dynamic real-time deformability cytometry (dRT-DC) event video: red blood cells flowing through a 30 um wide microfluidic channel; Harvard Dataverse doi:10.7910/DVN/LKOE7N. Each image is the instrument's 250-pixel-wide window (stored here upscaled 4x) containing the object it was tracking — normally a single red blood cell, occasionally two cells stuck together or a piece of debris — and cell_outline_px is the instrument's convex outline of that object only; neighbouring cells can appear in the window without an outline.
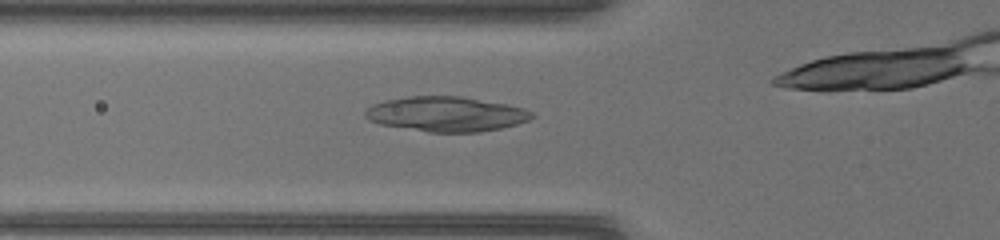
{"species": "common noctule bat (a hibernating species)", "species_latin": "Nyctalus noctula", "temperature_condition": "warm", "stored_images_in_passage": 38, "camera_frame_rate_fps": 3000, "um_per_image_px": 0.085, "animal": {"sex": "female", "body_mass_g": 17.0, "forearm_length_mm": 48.0}, "frame": {"image": 1, "passage_image": 18, "time_ms": 5.667, "image_size_px": [1000, 240], "cell_outline_px": [[536, 116], [528, 120], [516, 124], [500, 128], [480, 132], [428, 132], [380, 124], [368, 120], [364, 116], [364, 112], [372, 104], [384, 100], [408, 96], [460, 96], [508, 104], [524, 108], [532, 112]], "centroid_in_image_um": [37.91, 9.69], "position_along_channel_um": 87.9, "area_um2": 33.99}}
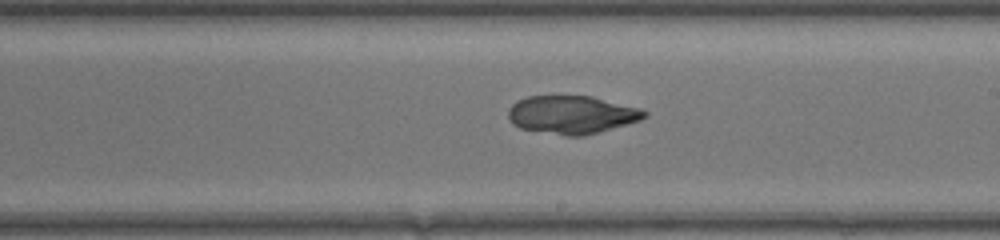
{"frame": {"image": 2, "passage_image": 28, "time_ms": 9.0, "image_size_px": [1000, 240], "cell_outline_px": [[648, 116], [640, 120], [628, 124], [584, 136], [564, 136], [520, 128], [512, 124], [508, 116], [508, 112], [512, 104], [528, 96], [592, 96], [640, 108], [648, 112]], "centroid_in_image_um": [48.63, 9.76], "position_along_channel_um": 240.4, "area_um2": 30.29}}
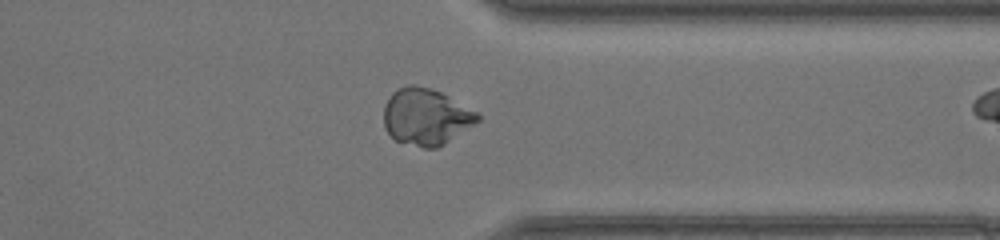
{"frame": {"image": 3, "passage_image": 37, "time_ms": 12.0, "image_size_px": [1000, 240], "cell_outline_px": [[480, 120], [476, 124], [444, 144], [436, 148], [424, 148], [396, 140], [384, 128], [384, 108], [392, 92], [408, 84], [416, 84], [440, 92], [476, 112], [480, 116]], "centroid_in_image_um": [36.21, 9.93], "position_along_channel_um": 375.2, "area_um2": 30.63}}